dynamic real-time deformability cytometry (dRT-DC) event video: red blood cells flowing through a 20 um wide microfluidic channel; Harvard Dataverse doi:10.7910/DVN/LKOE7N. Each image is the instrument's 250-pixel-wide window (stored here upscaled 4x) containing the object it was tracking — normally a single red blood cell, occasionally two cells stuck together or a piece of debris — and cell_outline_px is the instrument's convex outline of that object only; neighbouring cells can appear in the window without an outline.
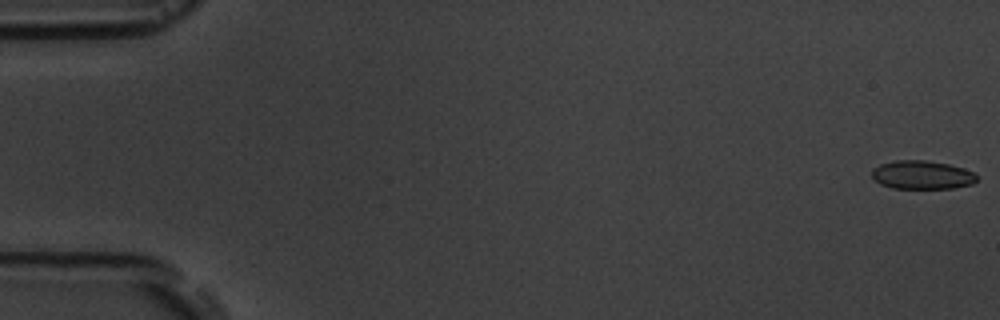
{"species": "common noctule bat (a hibernating species)", "species_latin": "Nyctalus noctula", "temperature_condition": "room temperature", "stored_images_in_passage": 8, "camera_frame_rate_fps": 3000, "um_per_image_px": 0.085, "animal": {"sex": "male", "body_mass_g": 19.5, "forearm_length_mm": 54.6}, "frame": {"image": 1, "passage_image": 1, "time_ms": 0.0, "image_size_px": [1000, 320], "cell_outline_px": [[976, 180], [972, 184], [952, 188], [892, 188], [880, 184], [872, 176], [872, 168], [880, 164], [896, 160], [924, 160], [948, 164], [964, 168], [972, 172], [976, 176]], "centroid_in_image_um": [78.35, 14.86], "position_along_channel_um": 6.7, "area_um2": 17.34}}
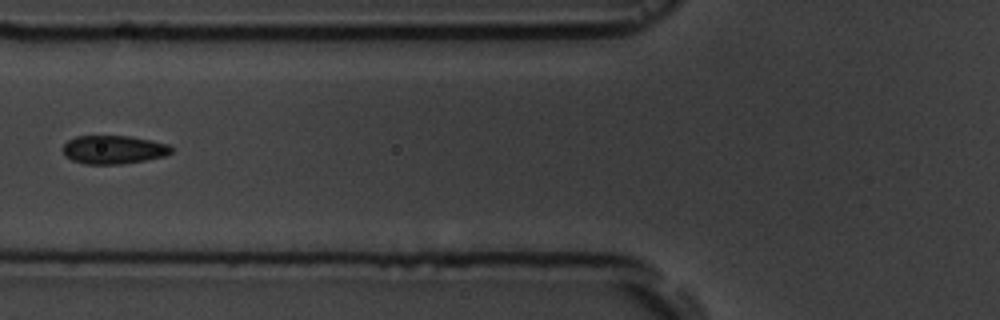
{"frame": {"image": 2, "passage_image": 7, "time_ms": 7.0, "image_size_px": [1000, 320], "cell_outline_px": [[172, 152], [164, 156], [144, 160], [120, 164], [84, 164], [72, 160], [64, 156], [64, 144], [68, 140], [76, 136], [128, 136], [152, 140], [168, 144], [172, 148]], "centroid_in_image_um": [9.64, 12.72], "position_along_channel_um": 116.2, "area_um2": 17.92}}
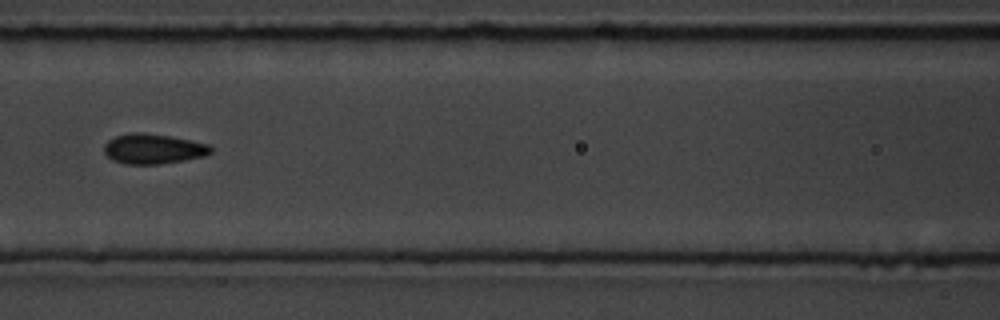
{"frame": {"image": 3, "passage_image": 8, "time_ms": 8.0, "image_size_px": [1000, 320], "cell_outline_px": [[212, 152], [204, 156], [184, 160], [156, 164], [124, 164], [112, 160], [104, 152], [104, 144], [108, 140], [116, 136], [132, 132], [140, 132], [168, 136], [192, 140], [208, 144], [212, 148]], "centroid_in_image_um": [13.01, 12.65], "position_along_channel_um": 153.6, "area_um2": 18.61}}